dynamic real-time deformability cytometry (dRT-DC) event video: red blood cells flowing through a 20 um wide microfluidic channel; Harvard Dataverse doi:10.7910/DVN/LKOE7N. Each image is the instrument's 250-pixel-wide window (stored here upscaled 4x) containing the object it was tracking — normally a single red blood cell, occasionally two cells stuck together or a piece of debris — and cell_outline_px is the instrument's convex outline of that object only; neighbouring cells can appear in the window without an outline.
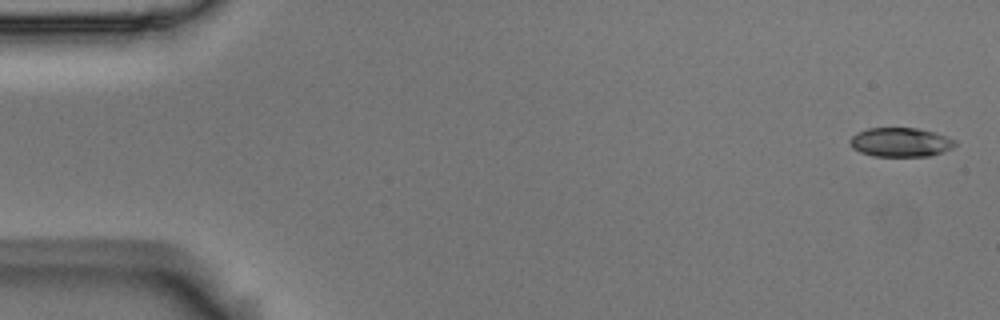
{"species": "Egyptian fruit bat (a non-hibernating species)", "species_latin": "Rousettus aegyptiacus", "temperature_condition": "room temperature", "stored_images_in_passage": 5, "camera_frame_rate_fps": 3000, "um_per_image_px": 0.085, "animal": {"sex": "male"}, "frame": {"image": 1, "passage_image": 1, "time_ms": 0.0, "image_size_px": [1000, 320], "cell_outline_px": [[956, 144], [952, 148], [944, 152], [928, 156], [872, 156], [860, 152], [852, 148], [848, 140], [856, 132], [868, 128], [920, 128], [936, 132], [948, 136], [956, 140]], "centroid_in_image_um": [76.55, 12.08], "position_along_channel_um": 8.4, "area_um2": 18.15}}
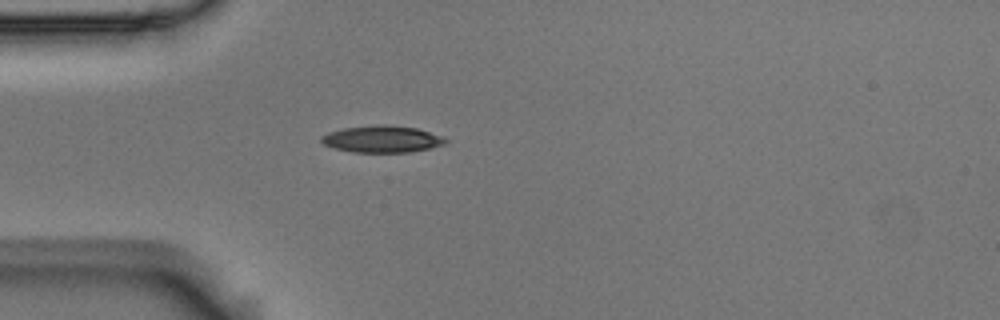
{"frame": {"image": 2, "passage_image": 5, "time_ms": 1.333, "image_size_px": [1000, 320], "cell_outline_px": [[448, 140], [444, 144], [412, 152], [352, 152], [332, 148], [324, 144], [320, 140], [320, 136], [328, 132], [344, 128], [380, 124], [416, 128], [444, 136]], "centroid_in_image_um": [32.45, 11.82], "position_along_channel_um": 52.5, "area_um2": 19.42}}